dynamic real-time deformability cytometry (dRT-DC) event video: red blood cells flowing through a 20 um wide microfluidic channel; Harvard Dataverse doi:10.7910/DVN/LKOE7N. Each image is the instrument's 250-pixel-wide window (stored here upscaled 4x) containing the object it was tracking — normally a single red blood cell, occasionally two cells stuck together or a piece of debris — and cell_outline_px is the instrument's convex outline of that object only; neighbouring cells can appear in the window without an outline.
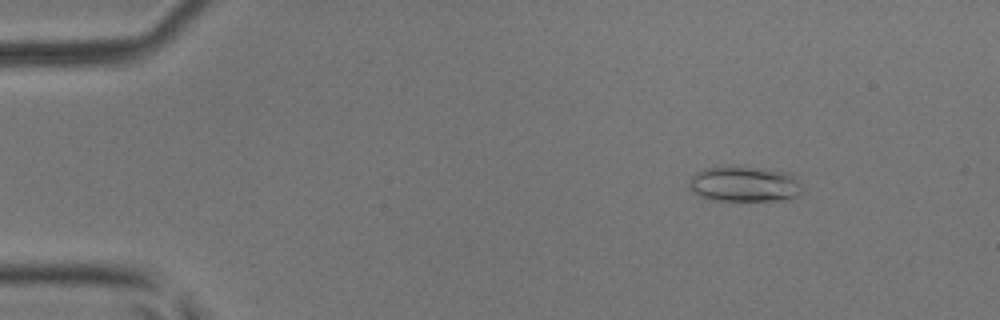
{"species": "common noctule bat (a hibernating species)", "species_latin": "Nyctalus noctula", "temperature_condition": "room temperature", "stored_images_in_passage": 50, "camera_frame_rate_fps": 3000, "um_per_image_px": 0.085, "animal": {"sex": "male", "body_mass_g": 17.9, "forearm_length_mm": 54.2}, "frame": {"image": 1, "passage_image": 7, "time_ms": 2.0, "image_size_px": [1000, 320], "cell_outline_px": [[804, 192], [792, 200], [712, 200], [700, 196], [688, 188], [688, 184], [692, 176], [696, 172], [704, 168], [732, 164], [768, 168], [788, 172], [796, 176]], "centroid_in_image_um": [63.31, 15.61], "position_along_channel_um": 21.7, "area_um2": 24.33}}
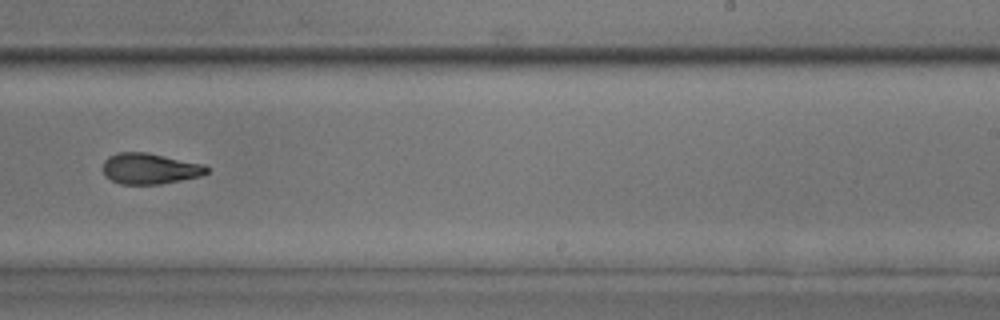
{"frame": {"image": 2, "passage_image": 32, "time_ms": 10.333, "image_size_px": [1000, 320], "cell_outline_px": [[208, 172], [200, 176], [160, 184], [120, 184], [104, 176], [104, 160], [108, 156], [116, 152], [148, 152], [204, 164], [208, 168]], "centroid_in_image_um": [12.72, 14.32], "position_along_channel_um": 276.3, "area_um2": 18.73}}
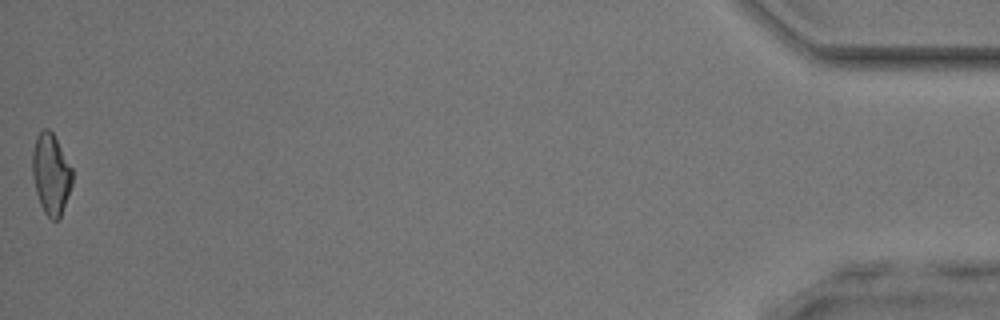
{"frame": {"image": 3, "passage_image": 50, "time_ms": 16.333, "image_size_px": [1000, 320], "cell_outline_px": [[72, 184], [60, 220], [52, 220], [44, 212], [40, 204], [36, 192], [32, 176], [32, 152], [36, 136], [44, 128], [48, 128], [52, 132], [72, 168]], "centroid_in_image_um": [4.32, 14.82], "position_along_channel_um": 430.9, "area_um2": 18.84}, "authors_computed_cell_mechanics": {"area_um2": 19.3052, "velocity_mm_per_s": 4.1655, "shape_relaxation_time_tau1_ms": null, "shape_relaxation_time_tau2_ms": 3.6511, "deformation_change_tau1": null, "deformation_change_tau2": 0.1187}}